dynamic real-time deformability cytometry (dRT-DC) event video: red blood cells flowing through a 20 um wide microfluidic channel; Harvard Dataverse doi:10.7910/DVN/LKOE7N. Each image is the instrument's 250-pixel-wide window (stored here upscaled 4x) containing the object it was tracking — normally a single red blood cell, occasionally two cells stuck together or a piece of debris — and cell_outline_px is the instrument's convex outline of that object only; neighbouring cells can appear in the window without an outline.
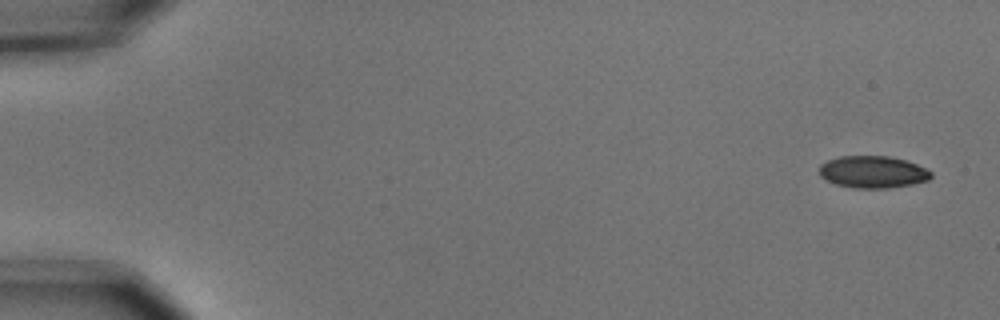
{"species": "common noctule bat (a hibernating species)", "species_latin": "Nyctalus noctula", "temperature_condition": "cold", "stored_images_in_passage": 5, "camera_frame_rate_fps": 3000, "um_per_image_px": 0.085, "animal": {"sex": "male", "body_mass_g": 15.6}, "frame": {"image": 1, "passage_image": 1, "time_ms": 0.0, "image_size_px": [1000, 320], "cell_outline_px": [[932, 176], [928, 180], [912, 184], [888, 188], [852, 188], [836, 184], [820, 176], [820, 164], [828, 160], [840, 156], [888, 156], [904, 160], [916, 164], [932, 172]], "centroid_in_image_um": [74.18, 14.62], "position_along_channel_um": 10.8, "area_um2": 20.75}}